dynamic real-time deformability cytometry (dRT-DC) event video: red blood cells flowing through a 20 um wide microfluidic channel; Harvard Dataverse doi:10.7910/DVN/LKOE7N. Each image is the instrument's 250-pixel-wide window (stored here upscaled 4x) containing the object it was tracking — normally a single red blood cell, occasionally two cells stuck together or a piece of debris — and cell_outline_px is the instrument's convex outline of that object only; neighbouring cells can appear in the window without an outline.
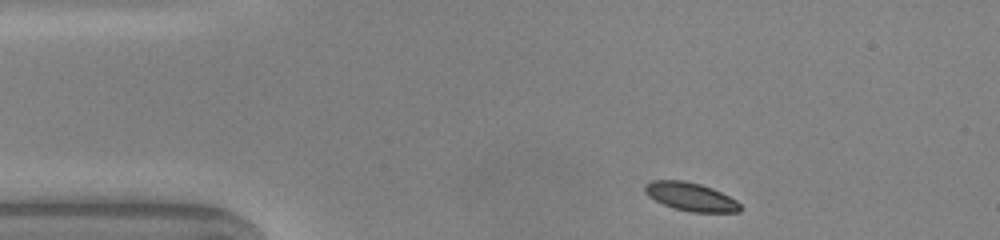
{"species": "common noctule bat (a hibernating species)", "species_latin": "Nyctalus noctula", "temperature_condition": "warm", "stored_images_in_passage": 43, "camera_frame_rate_fps": 3000, "um_per_image_px": 0.085, "animal": {"sex": "male", "body_mass_g": 20.0, "forearm_length_mm": 53.3}, "frame": {"image": 1, "passage_image": 1, "time_ms": 0.0, "image_size_px": [1000, 240], "cell_outline_px": [[740, 212], [692, 212], [676, 208], [664, 204], [648, 196], [644, 192], [644, 184], [652, 180], [684, 180], [700, 184], [712, 188], [736, 200], [740, 204]], "centroid_in_image_um": [58.69, 16.71], "position_along_channel_um": 26.3, "area_um2": 15.61}}
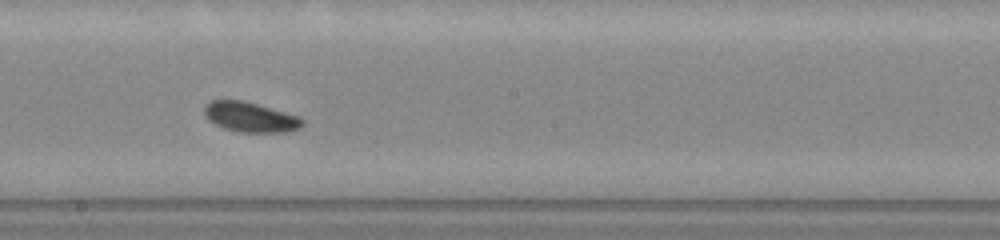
{"frame": {"image": 2, "passage_image": 20, "time_ms": 6.333, "image_size_px": [1000, 240], "cell_outline_px": [[304, 124], [300, 128], [284, 132], [240, 132], [224, 128], [216, 124], [204, 112], [204, 104], [212, 100], [240, 100], [256, 104], [296, 116], [304, 120]], "centroid_in_image_um": [21.27, 9.95], "position_along_channel_um": 226.9, "area_um2": 16.65}}
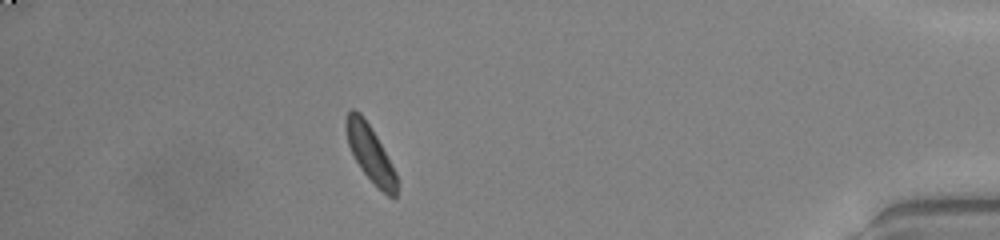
{"frame": {"image": 3, "passage_image": 37, "time_ms": 12.0, "image_size_px": [1000, 240], "cell_outline_px": [[396, 196], [388, 196], [360, 168], [348, 144], [344, 128], [344, 120], [348, 112], [352, 108], [360, 112], [376, 136], [396, 172]], "centroid_in_image_um": [31.42, 12.97], "position_along_channel_um": 403.8, "area_um2": 16.13}, "authors_computed_cell_mechanics": {"area_um2": 16.6464, "velocity_mm_per_s": 4.0529, "shape_relaxation_time_tau1_ms": 1.2411, "shape_relaxation_time_tau2_ms": 3.6203, "deformation_change_tau1": 0.0746, "deformation_change_tau2": 0.0817}}